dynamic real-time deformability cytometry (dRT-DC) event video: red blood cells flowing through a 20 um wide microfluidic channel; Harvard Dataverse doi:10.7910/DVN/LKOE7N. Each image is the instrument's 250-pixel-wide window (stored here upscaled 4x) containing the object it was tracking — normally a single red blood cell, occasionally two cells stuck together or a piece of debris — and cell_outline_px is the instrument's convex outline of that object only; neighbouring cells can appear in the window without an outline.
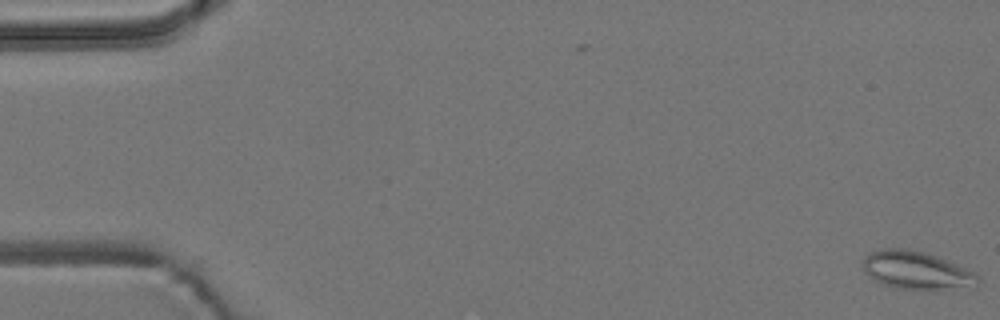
{"species": "common noctule bat (a hibernating species)", "species_latin": "Nyctalus noctula", "temperature_condition": "room temperature", "stored_images_in_passage": 10, "camera_frame_rate_fps": 3000, "um_per_image_px": 0.085, "animal": {"sex": "male", "body_mass_g": 19.2, "forearm_length_mm": 51.8}, "frame": {"image": 1, "passage_image": 1, "time_ms": 0.0, "image_size_px": [1000, 320], "cell_outline_px": [[980, 280], [976, 288], [896, 288], [884, 284], [876, 280], [864, 268], [860, 260], [868, 252], [884, 248], [904, 248], [924, 252], [936, 256], [956, 264], [980, 276]], "centroid_in_image_um": [77.9, 22.95], "position_along_channel_um": 7.1, "area_um2": 25.09}}
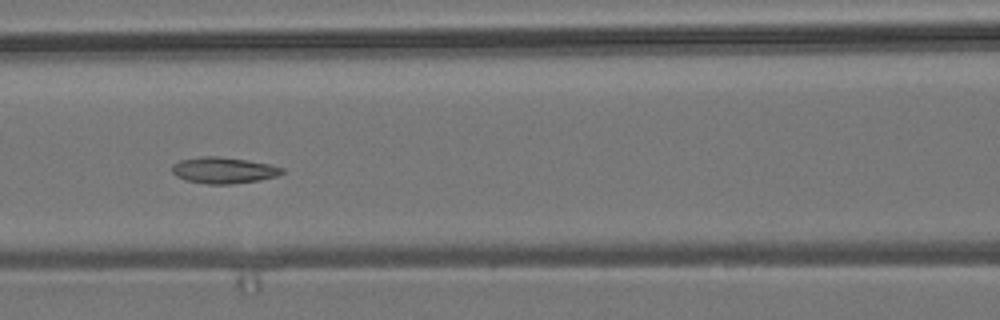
{"frame": {"image": 2, "passage_image": 7, "time_ms": 2.0, "image_size_px": [1000, 320], "cell_outline_px": [[284, 172], [276, 176], [260, 180], [232, 184], [208, 184], [184, 180], [176, 176], [172, 172], [172, 164], [180, 160], [200, 156], [216, 156], [248, 160], [268, 164], [284, 168]], "centroid_in_image_um": [18.98, 14.47], "position_along_channel_um": 147.6, "area_um2": 16.88}}
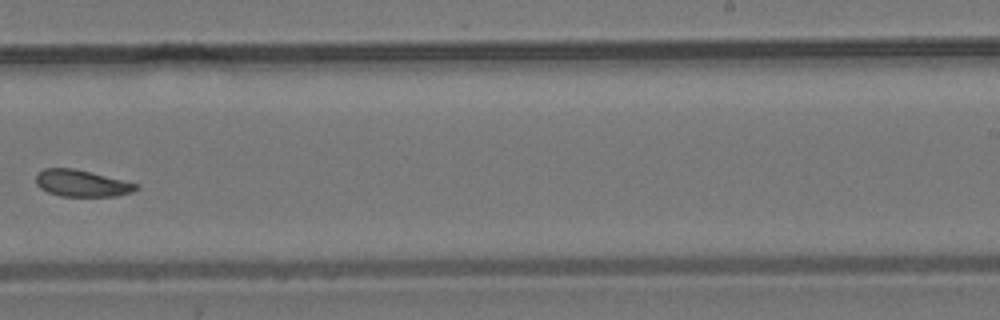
{"frame": {"image": 3, "passage_image": 10, "time_ms": 3.0, "image_size_px": [1000, 320], "cell_outline_px": [[140, 188], [132, 192], [116, 196], [60, 196], [48, 192], [40, 188], [36, 184], [36, 176], [44, 168], [72, 168], [136, 184]], "centroid_in_image_um": [6.9, 15.59], "position_along_channel_um": 282.1, "area_um2": 15.2}}